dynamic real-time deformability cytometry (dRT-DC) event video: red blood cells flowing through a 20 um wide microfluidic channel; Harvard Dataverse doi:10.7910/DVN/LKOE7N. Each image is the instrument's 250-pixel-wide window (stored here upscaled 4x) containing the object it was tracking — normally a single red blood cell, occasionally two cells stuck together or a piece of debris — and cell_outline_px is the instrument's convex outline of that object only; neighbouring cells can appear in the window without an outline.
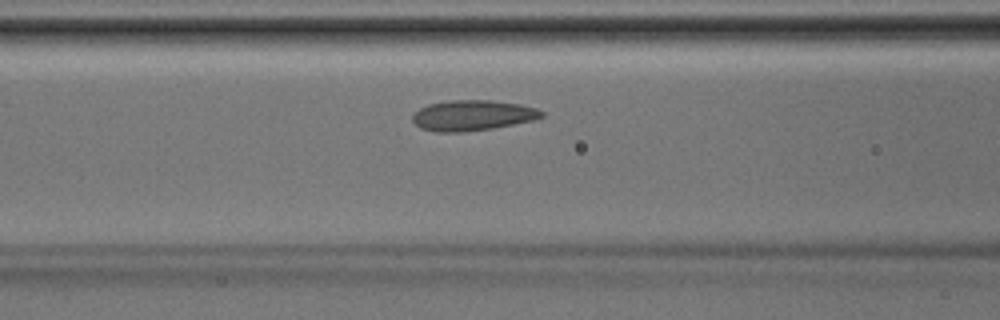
{"species": "Egyptian fruit bat (a non-hibernating species)", "species_latin": "Rousettus aegyptiacus", "temperature_condition": "room temperature", "stored_images_in_passage": 29, "camera_frame_rate_fps": 3000, "um_per_image_px": 0.085, "animal": {"sex": "male"}, "frame": {"image": 1, "passage_image": 6, "time_ms": 1.667, "image_size_px": [1000, 320], "cell_outline_px": [[544, 116], [532, 120], [492, 128], [464, 132], [436, 132], [420, 128], [412, 120], [412, 116], [420, 108], [428, 104], [444, 100], [492, 100], [520, 104], [536, 108], [544, 112]], "centroid_in_image_um": [40.14, 9.8], "position_along_channel_um": 126.5, "area_um2": 22.95}}
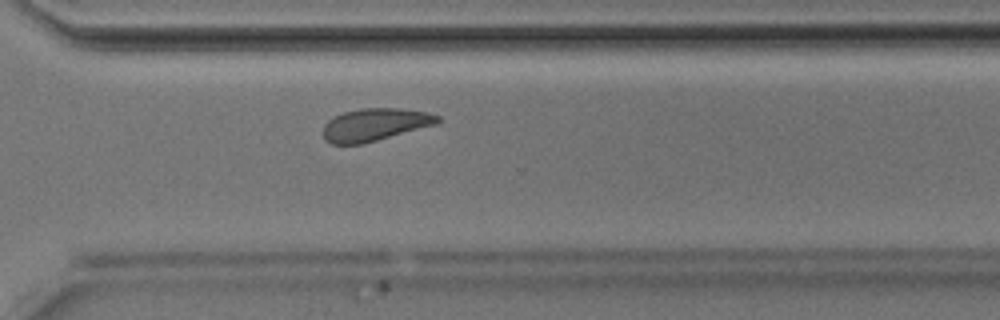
{"frame": {"image": 2, "passage_image": 19, "time_ms": 6.0, "image_size_px": [1000, 320], "cell_outline_px": [[444, 120], [440, 124], [364, 144], [332, 144], [324, 140], [320, 132], [324, 124], [332, 116], [344, 112], [360, 108], [400, 108], [428, 112], [440, 116]], "centroid_in_image_um": [31.89, 10.6], "position_along_channel_um": 338.7, "area_um2": 22.54}}
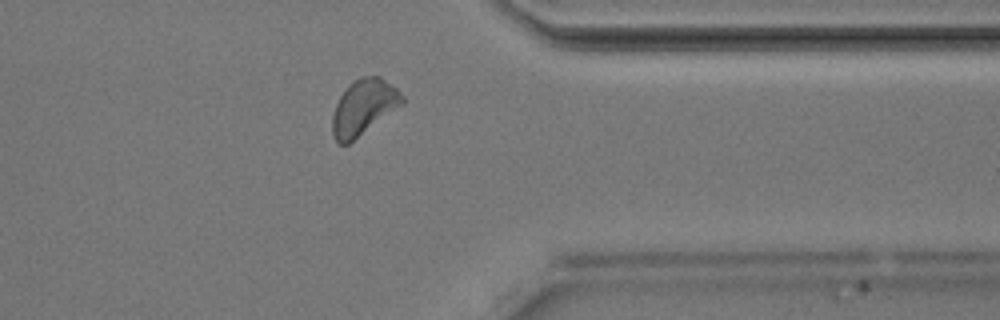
{"frame": {"image": 3, "passage_image": 22, "time_ms": 7.0, "image_size_px": [1000, 320], "cell_outline_px": [[404, 104], [348, 144], [340, 144], [336, 140], [332, 132], [332, 116], [336, 104], [340, 96], [348, 84], [360, 76], [380, 76], [396, 88], [404, 96]], "centroid_in_image_um": [30.92, 9.1], "position_along_channel_um": 380.5, "area_um2": 22.54}}